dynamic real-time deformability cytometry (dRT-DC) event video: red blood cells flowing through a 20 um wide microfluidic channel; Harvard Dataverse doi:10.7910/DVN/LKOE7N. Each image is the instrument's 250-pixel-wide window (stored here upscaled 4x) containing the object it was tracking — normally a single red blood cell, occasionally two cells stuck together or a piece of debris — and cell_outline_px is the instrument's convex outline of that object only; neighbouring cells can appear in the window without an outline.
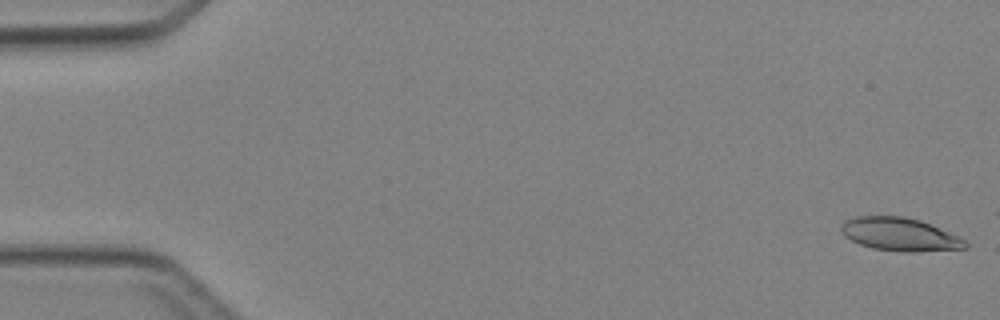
{"species": "Egyptian fruit bat (a non-hibernating species)", "species_latin": "Rousettus aegyptiacus", "temperature_condition": "cold", "stored_images_in_passage": 4, "camera_frame_rate_fps": 3000, "um_per_image_px": 0.085, "animal": {"sex": "female"}, "frame": {"image": 1, "passage_image": 1, "time_ms": 0.0, "image_size_px": [1000, 320], "cell_outline_px": [[968, 248], [912, 252], [900, 252], [872, 248], [860, 244], [844, 236], [840, 232], [840, 224], [844, 220], [856, 216], [904, 216], [920, 220], [956, 236], [964, 240], [968, 244]], "centroid_in_image_um": [76.41, 19.92], "position_along_channel_um": 8.6, "area_um2": 23.93}}